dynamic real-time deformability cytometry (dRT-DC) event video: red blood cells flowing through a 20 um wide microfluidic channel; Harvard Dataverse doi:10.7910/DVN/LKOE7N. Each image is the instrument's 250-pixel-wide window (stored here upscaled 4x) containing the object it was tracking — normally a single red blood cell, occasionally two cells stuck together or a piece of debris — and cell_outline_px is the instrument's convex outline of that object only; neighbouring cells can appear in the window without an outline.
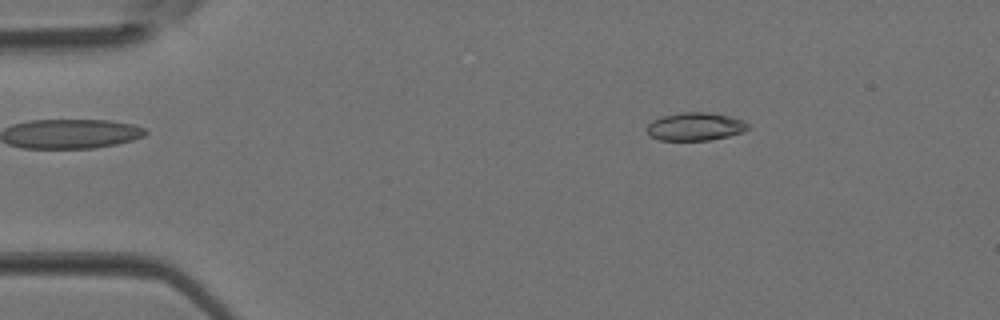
{"species": "Egyptian fruit bat (a non-hibernating species)", "species_latin": "Rousettus aegyptiacus", "temperature_condition": "room temperature", "stored_images_in_passage": 3, "camera_frame_rate_fps": 3000, "um_per_image_px": 0.085, "animal": {"sex": "female"}, "frame": {"image": 1, "passage_image": 1, "time_ms": 0.0, "image_size_px": [1000, 320], "cell_outline_px": [[748, 128], [744, 132], [728, 136], [708, 140], [660, 140], [652, 136], [648, 132], [648, 124], [652, 120], [664, 116], [680, 112], [708, 112], [728, 116], [744, 120], [748, 124]], "centroid_in_image_um": [59.12, 10.75], "position_along_channel_um": 25.9, "area_um2": 16.36}}
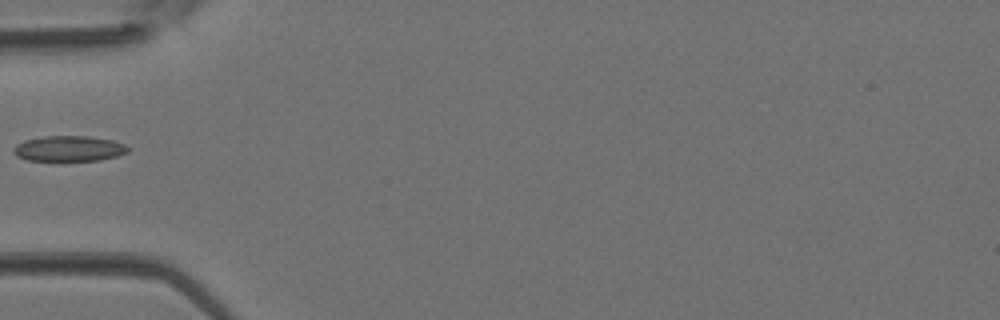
{"frame": {"image": 2, "passage_image": 3, "time_ms": 0.667, "image_size_px": [1000, 320], "cell_outline_px": [[128, 152], [116, 156], [100, 160], [28, 160], [16, 156], [12, 152], [12, 148], [16, 144], [24, 140], [44, 136], [88, 136], [112, 140], [124, 144], [128, 148]], "centroid_in_image_um": [5.82, 12.62], "position_along_channel_um": 79.2, "area_um2": 16.94}}